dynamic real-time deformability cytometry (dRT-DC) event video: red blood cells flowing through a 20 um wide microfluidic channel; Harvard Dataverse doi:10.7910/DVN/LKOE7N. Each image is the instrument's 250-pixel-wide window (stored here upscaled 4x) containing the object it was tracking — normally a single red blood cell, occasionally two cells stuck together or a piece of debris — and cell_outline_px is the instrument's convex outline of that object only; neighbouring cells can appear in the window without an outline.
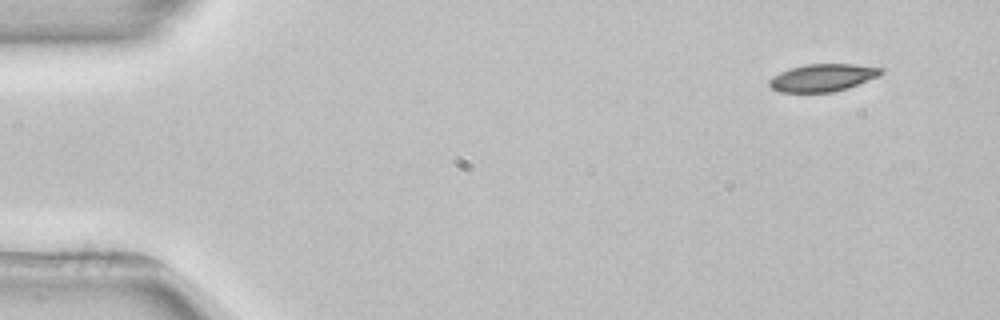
{"species": "common noctule bat (a hibernating species)", "species_latin": "Nyctalus noctula", "temperature_condition": "room temperature", "stored_images_in_passage": 4, "camera_frame_rate_fps": 3000, "um_per_image_px": 0.085, "animal": {"sex": "female", "body_mass_g": 22.7, "forearm_length_mm": 54.2}, "frame": {"image": 1, "passage_image": 1, "time_ms": 0.0, "image_size_px": [1000, 320], "cell_outline_px": [[884, 72], [880, 76], [848, 88], [832, 92], [780, 92], [772, 88], [768, 84], [768, 80], [772, 76], [780, 72], [792, 68], [808, 64], [852, 64], [884, 68]], "centroid_in_image_um": [69.95, 6.6], "position_along_channel_um": 15.1, "area_um2": 17.92}}
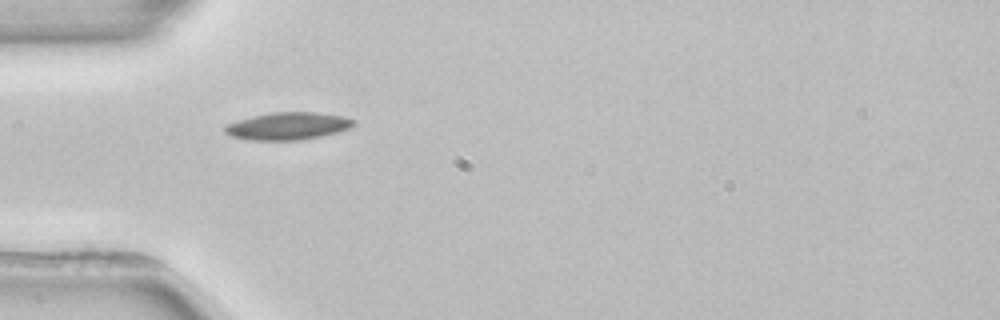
{"frame": {"image": 2, "passage_image": 3, "time_ms": 4.0, "image_size_px": [1000, 320], "cell_outline_px": [[356, 124], [348, 128], [336, 132], [320, 136], [300, 140], [252, 140], [232, 136], [224, 132], [224, 128], [228, 124], [252, 116], [268, 112], [316, 112], [340, 116], [356, 120]], "centroid_in_image_um": [24.47, 10.71], "position_along_channel_um": 60.5, "area_um2": 20.35}}